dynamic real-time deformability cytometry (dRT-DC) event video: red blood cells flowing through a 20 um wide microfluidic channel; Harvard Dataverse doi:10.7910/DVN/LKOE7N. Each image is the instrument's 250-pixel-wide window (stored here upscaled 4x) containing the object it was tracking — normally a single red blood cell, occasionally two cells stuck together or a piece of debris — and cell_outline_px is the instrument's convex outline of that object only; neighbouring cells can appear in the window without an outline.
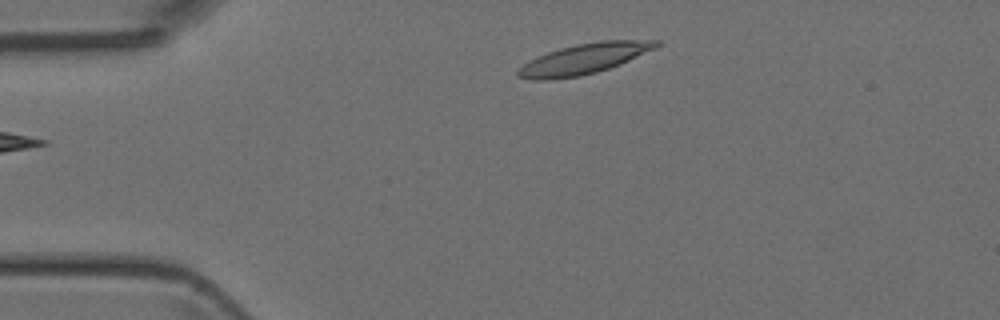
{"species": "Egyptian fruit bat (a non-hibernating species)", "species_latin": "Rousettus aegyptiacus", "temperature_condition": "room temperature", "stored_images_in_passage": 4, "camera_frame_rate_fps": 3000, "um_per_image_px": 0.085, "animal": {"sex": "female"}, "frame": {"image": 1, "passage_image": 4, "time_ms": 3.333, "image_size_px": [1000, 320], "cell_outline_px": [[660, 44], [656, 48], [620, 64], [596, 72], [580, 76], [548, 80], [532, 80], [516, 76], [516, 72], [528, 60], [536, 56], [560, 48], [576, 44], [600, 40], [660, 40]], "centroid_in_image_um": [49.62, 5.0], "position_along_channel_um": 35.4, "area_um2": 24.51}}